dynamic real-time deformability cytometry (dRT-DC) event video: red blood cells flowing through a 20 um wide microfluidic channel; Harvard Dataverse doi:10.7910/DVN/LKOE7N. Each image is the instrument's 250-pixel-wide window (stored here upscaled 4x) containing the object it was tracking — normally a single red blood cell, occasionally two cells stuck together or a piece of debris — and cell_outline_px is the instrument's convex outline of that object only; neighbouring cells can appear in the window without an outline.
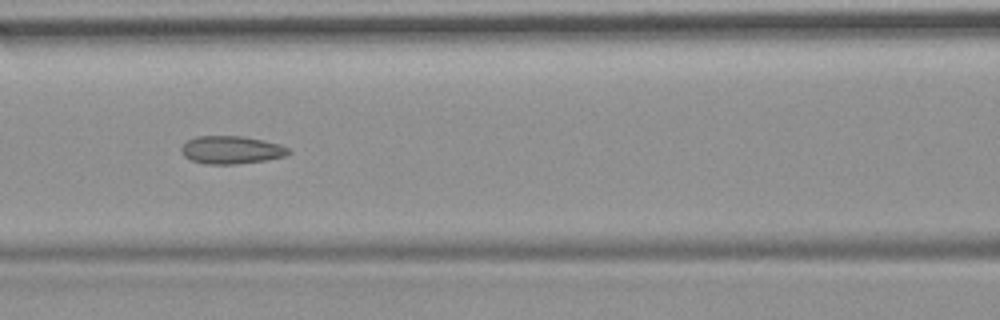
{"species": "common noctule bat (a hibernating species)", "species_latin": "Nyctalus noctula", "temperature_condition": "room temperature", "stored_images_in_passage": 8, "camera_frame_rate_fps": 3000, "um_per_image_px": 0.085, "animal": {"sex": "female", "body_mass_g": 19.9}, "frame": {"image": 1, "passage_image": 7, "time_ms": 7.0, "image_size_px": [1000, 320], "cell_outline_px": [[292, 152], [284, 156], [268, 160], [236, 164], [204, 164], [192, 160], [184, 156], [180, 152], [180, 148], [188, 140], [196, 136], [244, 136], [264, 140], [280, 144], [288, 148]], "centroid_in_image_um": [19.67, 12.74], "position_along_channel_um": 146.9, "area_um2": 17.57}}
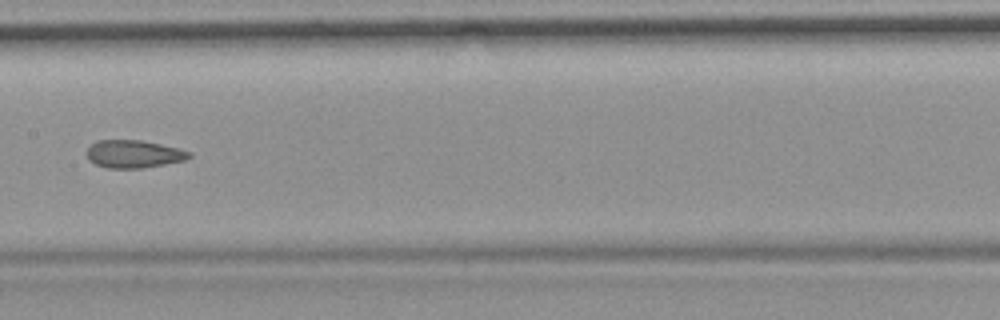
{"frame": {"image": 2, "passage_image": 8, "time_ms": 8.333, "image_size_px": [1000, 320], "cell_outline_px": [[192, 156], [184, 160], [164, 164], [140, 168], [108, 168], [96, 164], [88, 160], [88, 148], [96, 140], [140, 140], [160, 144], [192, 152]], "centroid_in_image_um": [11.36, 13.09], "position_along_channel_um": 196.0, "area_um2": 16.36}}